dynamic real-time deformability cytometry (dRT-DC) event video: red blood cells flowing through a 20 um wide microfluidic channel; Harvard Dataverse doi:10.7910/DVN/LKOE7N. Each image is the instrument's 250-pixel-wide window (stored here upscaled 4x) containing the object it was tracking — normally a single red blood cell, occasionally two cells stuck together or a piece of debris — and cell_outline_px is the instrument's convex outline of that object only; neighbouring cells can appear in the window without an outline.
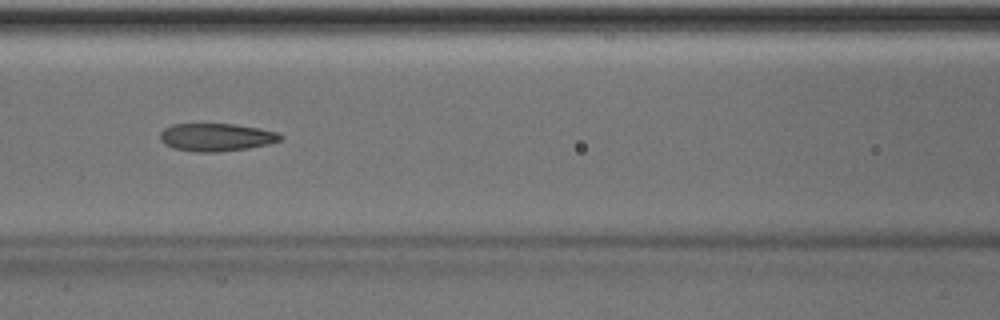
{"species": "Egyptian fruit bat (a non-hibernating species)", "species_latin": "Rousettus aegyptiacus", "temperature_condition": "room temperature", "stored_images_in_passage": 50, "camera_frame_rate_fps": 3000, "um_per_image_px": 0.085, "animal": {"sex": "male"}, "frame": {"image": 1, "passage_image": 22, "time_ms": 7.0, "image_size_px": [1000, 320], "cell_outline_px": [[284, 136], [280, 140], [268, 144], [248, 148], [220, 152], [196, 152], [172, 148], [164, 144], [160, 140], [160, 132], [164, 128], [172, 124], [236, 124], [260, 128], [280, 132]], "centroid_in_image_um": [18.39, 11.66], "position_along_channel_um": 148.2, "area_um2": 19.77}, "authors_computed_cell_mechanics": {"area_um2": 20.1722, "velocity_mm_per_s": 4.0425, "shape_relaxation_time_tau1_ms": 6.267, "shape_relaxation_time_tau2_ms": 1.9592, "deformation_change_tau1": 0.221, "deformation_change_tau2": 0.1117}}